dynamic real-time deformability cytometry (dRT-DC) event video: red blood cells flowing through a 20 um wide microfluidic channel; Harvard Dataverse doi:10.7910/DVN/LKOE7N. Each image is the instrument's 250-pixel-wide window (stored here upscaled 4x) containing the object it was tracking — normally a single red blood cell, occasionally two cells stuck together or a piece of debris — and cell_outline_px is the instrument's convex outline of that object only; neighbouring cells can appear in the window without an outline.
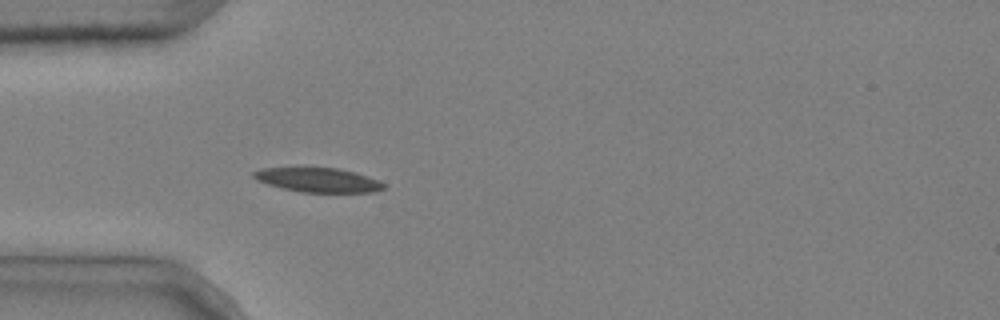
{"species": "common noctule bat (a hibernating species)", "species_latin": "Nyctalus noctula", "temperature_condition": "cold", "stored_images_in_passage": 37, "camera_frame_rate_fps": 3000, "um_per_image_px": 0.085, "animal": {"sex": "male", "body_mass_g": 20.4}, "frame": {"image": 1, "passage_image": 1, "time_ms": 0.0, "image_size_px": [1000, 320], "cell_outline_px": [[388, 188], [376, 192], [300, 192], [280, 188], [256, 180], [252, 176], [252, 172], [260, 168], [336, 168], [356, 172], [380, 180], [388, 184]], "centroid_in_image_um": [27.1, 15.31], "position_along_channel_um": 57.9, "area_um2": 18.73}}
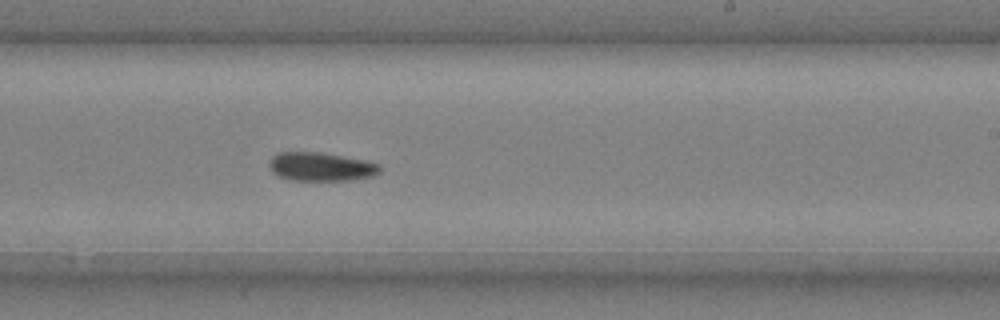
{"frame": {"image": 2, "passage_image": 18, "time_ms": 5.667, "image_size_px": [1000, 320], "cell_outline_px": [[380, 172], [372, 176], [348, 180], [288, 180], [272, 172], [268, 164], [268, 160], [276, 152], [320, 152], [364, 160], [380, 164]], "centroid_in_image_um": [27.23, 14.16], "position_along_channel_um": 261.8, "area_um2": 18.5}}
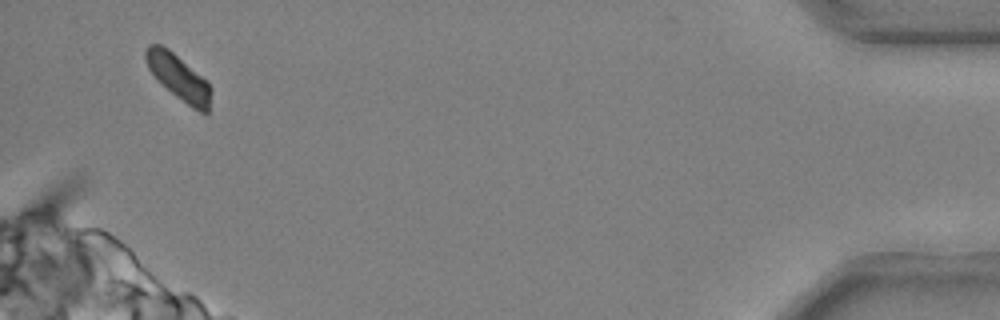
{"frame": {"image": 3, "passage_image": 36, "time_ms": 11.667, "image_size_px": [1000, 320], "cell_outline_px": [[212, 92], [208, 112], [200, 112], [192, 108], [176, 96], [148, 68], [144, 60], [144, 52], [148, 44], [160, 44], [168, 48], [208, 80], [212, 88]], "centroid_in_image_um": [15.22, 6.55], "position_along_channel_um": 420.0, "area_um2": 17.22}, "authors_computed_cell_mechanics": {"area_um2": 18.2648, "velocity_mm_per_s": 3.6688, "shape_relaxation_time_tau1_ms": 8.1585, "shape_relaxation_time_tau2_ms": 8.8851, "deformation_change_tau1": 0.1584, "deformation_change_tau2": 0.1427}}